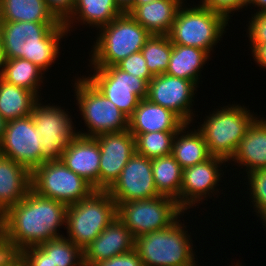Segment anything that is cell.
Segmentation results:
<instances>
[{
	"mask_svg": "<svg viewBox=\"0 0 266 266\" xmlns=\"http://www.w3.org/2000/svg\"><path fill=\"white\" fill-rule=\"evenodd\" d=\"M177 131H155L132 134L135 137L136 152L153 159L172 153V143Z\"/></svg>",
	"mask_w": 266,
	"mask_h": 266,
	"instance_id": "d6a6232c",
	"label": "cell"
},
{
	"mask_svg": "<svg viewBox=\"0 0 266 266\" xmlns=\"http://www.w3.org/2000/svg\"><path fill=\"white\" fill-rule=\"evenodd\" d=\"M188 125L184 124L177 131L172 143L171 154L183 169L201 163L211 156L202 133L198 129L186 131Z\"/></svg>",
	"mask_w": 266,
	"mask_h": 266,
	"instance_id": "484cf974",
	"label": "cell"
},
{
	"mask_svg": "<svg viewBox=\"0 0 266 266\" xmlns=\"http://www.w3.org/2000/svg\"><path fill=\"white\" fill-rule=\"evenodd\" d=\"M0 266H21L18 253L9 251L1 260Z\"/></svg>",
	"mask_w": 266,
	"mask_h": 266,
	"instance_id": "b9f144b4",
	"label": "cell"
},
{
	"mask_svg": "<svg viewBox=\"0 0 266 266\" xmlns=\"http://www.w3.org/2000/svg\"><path fill=\"white\" fill-rule=\"evenodd\" d=\"M65 203L38 195L32 189L16 205L0 216V235L12 252L38 246L63 237L60 226L66 225Z\"/></svg>",
	"mask_w": 266,
	"mask_h": 266,
	"instance_id": "6da1fadb",
	"label": "cell"
},
{
	"mask_svg": "<svg viewBox=\"0 0 266 266\" xmlns=\"http://www.w3.org/2000/svg\"><path fill=\"white\" fill-rule=\"evenodd\" d=\"M94 138L101 151L99 190L107 191L136 152L135 137L127 129L122 132L104 133Z\"/></svg>",
	"mask_w": 266,
	"mask_h": 266,
	"instance_id": "2e32d148",
	"label": "cell"
},
{
	"mask_svg": "<svg viewBox=\"0 0 266 266\" xmlns=\"http://www.w3.org/2000/svg\"><path fill=\"white\" fill-rule=\"evenodd\" d=\"M249 21L250 44H266V12L254 13Z\"/></svg>",
	"mask_w": 266,
	"mask_h": 266,
	"instance_id": "8d00e7d4",
	"label": "cell"
},
{
	"mask_svg": "<svg viewBox=\"0 0 266 266\" xmlns=\"http://www.w3.org/2000/svg\"><path fill=\"white\" fill-rule=\"evenodd\" d=\"M221 108L206 116L198 130L209 154L229 161L256 116L244 105L228 104Z\"/></svg>",
	"mask_w": 266,
	"mask_h": 266,
	"instance_id": "52a82bcc",
	"label": "cell"
},
{
	"mask_svg": "<svg viewBox=\"0 0 266 266\" xmlns=\"http://www.w3.org/2000/svg\"><path fill=\"white\" fill-rule=\"evenodd\" d=\"M123 12L115 0H75L74 10L63 24L67 32H70L75 20L100 29Z\"/></svg>",
	"mask_w": 266,
	"mask_h": 266,
	"instance_id": "cb8c5ba5",
	"label": "cell"
},
{
	"mask_svg": "<svg viewBox=\"0 0 266 266\" xmlns=\"http://www.w3.org/2000/svg\"><path fill=\"white\" fill-rule=\"evenodd\" d=\"M250 196L254 212L258 215L266 210V169L247 173Z\"/></svg>",
	"mask_w": 266,
	"mask_h": 266,
	"instance_id": "836d02e7",
	"label": "cell"
},
{
	"mask_svg": "<svg viewBox=\"0 0 266 266\" xmlns=\"http://www.w3.org/2000/svg\"><path fill=\"white\" fill-rule=\"evenodd\" d=\"M182 6L168 33L171 43L197 47L211 54L213 46L223 38L229 19L201 4L189 8Z\"/></svg>",
	"mask_w": 266,
	"mask_h": 266,
	"instance_id": "5b68a950",
	"label": "cell"
},
{
	"mask_svg": "<svg viewBox=\"0 0 266 266\" xmlns=\"http://www.w3.org/2000/svg\"><path fill=\"white\" fill-rule=\"evenodd\" d=\"M151 163L152 175L158 193L175 199L179 205L183 168L172 154L153 158Z\"/></svg>",
	"mask_w": 266,
	"mask_h": 266,
	"instance_id": "f1b7e54d",
	"label": "cell"
},
{
	"mask_svg": "<svg viewBox=\"0 0 266 266\" xmlns=\"http://www.w3.org/2000/svg\"><path fill=\"white\" fill-rule=\"evenodd\" d=\"M141 53L153 76L165 74L169 67L172 43L168 35H151L142 47Z\"/></svg>",
	"mask_w": 266,
	"mask_h": 266,
	"instance_id": "4dcf8cb0",
	"label": "cell"
},
{
	"mask_svg": "<svg viewBox=\"0 0 266 266\" xmlns=\"http://www.w3.org/2000/svg\"><path fill=\"white\" fill-rule=\"evenodd\" d=\"M135 239L130 230L117 218L83 250L84 266L110 259L134 248Z\"/></svg>",
	"mask_w": 266,
	"mask_h": 266,
	"instance_id": "ac0fdd59",
	"label": "cell"
},
{
	"mask_svg": "<svg viewBox=\"0 0 266 266\" xmlns=\"http://www.w3.org/2000/svg\"><path fill=\"white\" fill-rule=\"evenodd\" d=\"M251 49L254 60L266 69V44H251Z\"/></svg>",
	"mask_w": 266,
	"mask_h": 266,
	"instance_id": "60d3db41",
	"label": "cell"
},
{
	"mask_svg": "<svg viewBox=\"0 0 266 266\" xmlns=\"http://www.w3.org/2000/svg\"><path fill=\"white\" fill-rule=\"evenodd\" d=\"M21 266H54L48 256L39 246L27 247L18 252Z\"/></svg>",
	"mask_w": 266,
	"mask_h": 266,
	"instance_id": "d590c367",
	"label": "cell"
},
{
	"mask_svg": "<svg viewBox=\"0 0 266 266\" xmlns=\"http://www.w3.org/2000/svg\"><path fill=\"white\" fill-rule=\"evenodd\" d=\"M248 4L254 7H259L256 13L266 12V0H248Z\"/></svg>",
	"mask_w": 266,
	"mask_h": 266,
	"instance_id": "7bdbcfd3",
	"label": "cell"
},
{
	"mask_svg": "<svg viewBox=\"0 0 266 266\" xmlns=\"http://www.w3.org/2000/svg\"><path fill=\"white\" fill-rule=\"evenodd\" d=\"M258 216L261 218V220L263 219L262 223H264L263 225L266 227V210L263 213H260Z\"/></svg>",
	"mask_w": 266,
	"mask_h": 266,
	"instance_id": "681fc988",
	"label": "cell"
},
{
	"mask_svg": "<svg viewBox=\"0 0 266 266\" xmlns=\"http://www.w3.org/2000/svg\"><path fill=\"white\" fill-rule=\"evenodd\" d=\"M179 222L135 238L134 248L143 266H196L193 240Z\"/></svg>",
	"mask_w": 266,
	"mask_h": 266,
	"instance_id": "277c9868",
	"label": "cell"
},
{
	"mask_svg": "<svg viewBox=\"0 0 266 266\" xmlns=\"http://www.w3.org/2000/svg\"><path fill=\"white\" fill-rule=\"evenodd\" d=\"M60 22L44 0H0V22Z\"/></svg>",
	"mask_w": 266,
	"mask_h": 266,
	"instance_id": "4316f807",
	"label": "cell"
},
{
	"mask_svg": "<svg viewBox=\"0 0 266 266\" xmlns=\"http://www.w3.org/2000/svg\"><path fill=\"white\" fill-rule=\"evenodd\" d=\"M183 0H155L137 5L129 14L151 35H168Z\"/></svg>",
	"mask_w": 266,
	"mask_h": 266,
	"instance_id": "603a6c76",
	"label": "cell"
},
{
	"mask_svg": "<svg viewBox=\"0 0 266 266\" xmlns=\"http://www.w3.org/2000/svg\"><path fill=\"white\" fill-rule=\"evenodd\" d=\"M41 138L31 115L10 120L0 139V154L32 172L45 162L41 157Z\"/></svg>",
	"mask_w": 266,
	"mask_h": 266,
	"instance_id": "4fadbf2b",
	"label": "cell"
},
{
	"mask_svg": "<svg viewBox=\"0 0 266 266\" xmlns=\"http://www.w3.org/2000/svg\"><path fill=\"white\" fill-rule=\"evenodd\" d=\"M92 266H143L135 248L122 255L114 256L110 259L99 261Z\"/></svg>",
	"mask_w": 266,
	"mask_h": 266,
	"instance_id": "f35d334b",
	"label": "cell"
},
{
	"mask_svg": "<svg viewBox=\"0 0 266 266\" xmlns=\"http://www.w3.org/2000/svg\"><path fill=\"white\" fill-rule=\"evenodd\" d=\"M92 68L93 75L86 78L129 118L141 99L147 97L148 82L119 69L116 65Z\"/></svg>",
	"mask_w": 266,
	"mask_h": 266,
	"instance_id": "8fae6325",
	"label": "cell"
},
{
	"mask_svg": "<svg viewBox=\"0 0 266 266\" xmlns=\"http://www.w3.org/2000/svg\"><path fill=\"white\" fill-rule=\"evenodd\" d=\"M155 0H133V3L124 11L130 13L137 5H144Z\"/></svg>",
	"mask_w": 266,
	"mask_h": 266,
	"instance_id": "ee69618b",
	"label": "cell"
},
{
	"mask_svg": "<svg viewBox=\"0 0 266 266\" xmlns=\"http://www.w3.org/2000/svg\"><path fill=\"white\" fill-rule=\"evenodd\" d=\"M4 59L23 58L44 72L59 57L61 38L68 32L62 22H0Z\"/></svg>",
	"mask_w": 266,
	"mask_h": 266,
	"instance_id": "7a4b0ae2",
	"label": "cell"
},
{
	"mask_svg": "<svg viewBox=\"0 0 266 266\" xmlns=\"http://www.w3.org/2000/svg\"><path fill=\"white\" fill-rule=\"evenodd\" d=\"M197 85L190 80L182 79L168 74L154 76L148 83L147 99L152 103L172 110L186 124L194 119L192 98Z\"/></svg>",
	"mask_w": 266,
	"mask_h": 266,
	"instance_id": "9a60e30c",
	"label": "cell"
},
{
	"mask_svg": "<svg viewBox=\"0 0 266 266\" xmlns=\"http://www.w3.org/2000/svg\"><path fill=\"white\" fill-rule=\"evenodd\" d=\"M229 161L245 167L246 173L266 169V119L255 118Z\"/></svg>",
	"mask_w": 266,
	"mask_h": 266,
	"instance_id": "7402d4cb",
	"label": "cell"
},
{
	"mask_svg": "<svg viewBox=\"0 0 266 266\" xmlns=\"http://www.w3.org/2000/svg\"><path fill=\"white\" fill-rule=\"evenodd\" d=\"M39 97L32 91L15 86L0 77V115L8 122L32 114Z\"/></svg>",
	"mask_w": 266,
	"mask_h": 266,
	"instance_id": "83f0119b",
	"label": "cell"
},
{
	"mask_svg": "<svg viewBox=\"0 0 266 266\" xmlns=\"http://www.w3.org/2000/svg\"><path fill=\"white\" fill-rule=\"evenodd\" d=\"M116 214L117 205L109 193L95 190L88 198L68 205L66 238L84 250L117 217Z\"/></svg>",
	"mask_w": 266,
	"mask_h": 266,
	"instance_id": "8992f818",
	"label": "cell"
},
{
	"mask_svg": "<svg viewBox=\"0 0 266 266\" xmlns=\"http://www.w3.org/2000/svg\"><path fill=\"white\" fill-rule=\"evenodd\" d=\"M38 246L50 256L54 266H84L83 250L65 236Z\"/></svg>",
	"mask_w": 266,
	"mask_h": 266,
	"instance_id": "1f68e13d",
	"label": "cell"
},
{
	"mask_svg": "<svg viewBox=\"0 0 266 266\" xmlns=\"http://www.w3.org/2000/svg\"><path fill=\"white\" fill-rule=\"evenodd\" d=\"M116 66L135 77L146 80L148 83L154 77L150 73V70L146 65V60L144 59L141 51L129 55L128 57L117 63Z\"/></svg>",
	"mask_w": 266,
	"mask_h": 266,
	"instance_id": "e575fe53",
	"label": "cell"
},
{
	"mask_svg": "<svg viewBox=\"0 0 266 266\" xmlns=\"http://www.w3.org/2000/svg\"><path fill=\"white\" fill-rule=\"evenodd\" d=\"M115 2L125 11L133 3V0H115Z\"/></svg>",
	"mask_w": 266,
	"mask_h": 266,
	"instance_id": "bcb514c9",
	"label": "cell"
},
{
	"mask_svg": "<svg viewBox=\"0 0 266 266\" xmlns=\"http://www.w3.org/2000/svg\"><path fill=\"white\" fill-rule=\"evenodd\" d=\"M44 1L53 15L62 23L72 14L75 7V0Z\"/></svg>",
	"mask_w": 266,
	"mask_h": 266,
	"instance_id": "ab89813d",
	"label": "cell"
},
{
	"mask_svg": "<svg viewBox=\"0 0 266 266\" xmlns=\"http://www.w3.org/2000/svg\"><path fill=\"white\" fill-rule=\"evenodd\" d=\"M79 78L74 82L76 104L79 106L85 126L89 129L87 133L79 131L78 135L96 137L104 133L127 130L128 117L87 78Z\"/></svg>",
	"mask_w": 266,
	"mask_h": 266,
	"instance_id": "ba28073f",
	"label": "cell"
},
{
	"mask_svg": "<svg viewBox=\"0 0 266 266\" xmlns=\"http://www.w3.org/2000/svg\"><path fill=\"white\" fill-rule=\"evenodd\" d=\"M224 158L210 156L207 160L194 166L183 169L182 184L179 195V206L183 211L200 204V201L215 194L219 189H215L221 180L223 170L220 166L226 164ZM220 168V169H219ZM222 171V172H221ZM196 203V205H195Z\"/></svg>",
	"mask_w": 266,
	"mask_h": 266,
	"instance_id": "e0dca14e",
	"label": "cell"
},
{
	"mask_svg": "<svg viewBox=\"0 0 266 266\" xmlns=\"http://www.w3.org/2000/svg\"><path fill=\"white\" fill-rule=\"evenodd\" d=\"M100 156L99 144L94 137L77 135L63 152L61 161L99 190Z\"/></svg>",
	"mask_w": 266,
	"mask_h": 266,
	"instance_id": "d6986e66",
	"label": "cell"
},
{
	"mask_svg": "<svg viewBox=\"0 0 266 266\" xmlns=\"http://www.w3.org/2000/svg\"><path fill=\"white\" fill-rule=\"evenodd\" d=\"M210 54L203 49L172 44V53L166 74L199 84L200 72Z\"/></svg>",
	"mask_w": 266,
	"mask_h": 266,
	"instance_id": "d4e9b609",
	"label": "cell"
},
{
	"mask_svg": "<svg viewBox=\"0 0 266 266\" xmlns=\"http://www.w3.org/2000/svg\"><path fill=\"white\" fill-rule=\"evenodd\" d=\"M5 240L0 235V260L9 252Z\"/></svg>",
	"mask_w": 266,
	"mask_h": 266,
	"instance_id": "f6af8a7d",
	"label": "cell"
},
{
	"mask_svg": "<svg viewBox=\"0 0 266 266\" xmlns=\"http://www.w3.org/2000/svg\"><path fill=\"white\" fill-rule=\"evenodd\" d=\"M31 189V172L0 154V216L21 201Z\"/></svg>",
	"mask_w": 266,
	"mask_h": 266,
	"instance_id": "44dd1931",
	"label": "cell"
},
{
	"mask_svg": "<svg viewBox=\"0 0 266 266\" xmlns=\"http://www.w3.org/2000/svg\"><path fill=\"white\" fill-rule=\"evenodd\" d=\"M116 205L117 218L130 230L134 239L169 227L185 213L175 199L162 195Z\"/></svg>",
	"mask_w": 266,
	"mask_h": 266,
	"instance_id": "9c48e42d",
	"label": "cell"
},
{
	"mask_svg": "<svg viewBox=\"0 0 266 266\" xmlns=\"http://www.w3.org/2000/svg\"><path fill=\"white\" fill-rule=\"evenodd\" d=\"M45 72L38 66L23 58L5 59L0 77L6 82L15 86L32 91L38 97L40 84ZM43 77V78H42ZM40 86V87H39Z\"/></svg>",
	"mask_w": 266,
	"mask_h": 266,
	"instance_id": "f546056e",
	"label": "cell"
},
{
	"mask_svg": "<svg viewBox=\"0 0 266 266\" xmlns=\"http://www.w3.org/2000/svg\"><path fill=\"white\" fill-rule=\"evenodd\" d=\"M101 32V33H100ZM91 50L92 67L114 66L129 55L141 51L151 34L129 13L123 12L99 30Z\"/></svg>",
	"mask_w": 266,
	"mask_h": 266,
	"instance_id": "3957f363",
	"label": "cell"
},
{
	"mask_svg": "<svg viewBox=\"0 0 266 266\" xmlns=\"http://www.w3.org/2000/svg\"><path fill=\"white\" fill-rule=\"evenodd\" d=\"M7 121L0 115V139L4 136Z\"/></svg>",
	"mask_w": 266,
	"mask_h": 266,
	"instance_id": "7dc6e473",
	"label": "cell"
},
{
	"mask_svg": "<svg viewBox=\"0 0 266 266\" xmlns=\"http://www.w3.org/2000/svg\"><path fill=\"white\" fill-rule=\"evenodd\" d=\"M31 189L67 206L88 198L94 187L61 160L45 161L31 172Z\"/></svg>",
	"mask_w": 266,
	"mask_h": 266,
	"instance_id": "30bf717a",
	"label": "cell"
},
{
	"mask_svg": "<svg viewBox=\"0 0 266 266\" xmlns=\"http://www.w3.org/2000/svg\"><path fill=\"white\" fill-rule=\"evenodd\" d=\"M4 60L5 59H4L3 50H2V36H1V32H0V68L1 69H2V66H3Z\"/></svg>",
	"mask_w": 266,
	"mask_h": 266,
	"instance_id": "c3c4849f",
	"label": "cell"
},
{
	"mask_svg": "<svg viewBox=\"0 0 266 266\" xmlns=\"http://www.w3.org/2000/svg\"><path fill=\"white\" fill-rule=\"evenodd\" d=\"M200 4L210 10L219 12L230 19L233 11H238L248 5V0H202Z\"/></svg>",
	"mask_w": 266,
	"mask_h": 266,
	"instance_id": "74e56055",
	"label": "cell"
},
{
	"mask_svg": "<svg viewBox=\"0 0 266 266\" xmlns=\"http://www.w3.org/2000/svg\"><path fill=\"white\" fill-rule=\"evenodd\" d=\"M34 104L32 118L41 134V157L45 161L61 160L69 143L78 135L71 116L59 106ZM74 129V130H73Z\"/></svg>",
	"mask_w": 266,
	"mask_h": 266,
	"instance_id": "7c38bea8",
	"label": "cell"
},
{
	"mask_svg": "<svg viewBox=\"0 0 266 266\" xmlns=\"http://www.w3.org/2000/svg\"><path fill=\"white\" fill-rule=\"evenodd\" d=\"M107 192L116 203L160 196L152 175L151 159L135 152Z\"/></svg>",
	"mask_w": 266,
	"mask_h": 266,
	"instance_id": "5bb4252c",
	"label": "cell"
},
{
	"mask_svg": "<svg viewBox=\"0 0 266 266\" xmlns=\"http://www.w3.org/2000/svg\"><path fill=\"white\" fill-rule=\"evenodd\" d=\"M184 124L186 123L172 110L152 103L147 98L141 99L128 118V130L132 134L178 131Z\"/></svg>",
	"mask_w": 266,
	"mask_h": 266,
	"instance_id": "ffe728a7",
	"label": "cell"
}]
</instances>
